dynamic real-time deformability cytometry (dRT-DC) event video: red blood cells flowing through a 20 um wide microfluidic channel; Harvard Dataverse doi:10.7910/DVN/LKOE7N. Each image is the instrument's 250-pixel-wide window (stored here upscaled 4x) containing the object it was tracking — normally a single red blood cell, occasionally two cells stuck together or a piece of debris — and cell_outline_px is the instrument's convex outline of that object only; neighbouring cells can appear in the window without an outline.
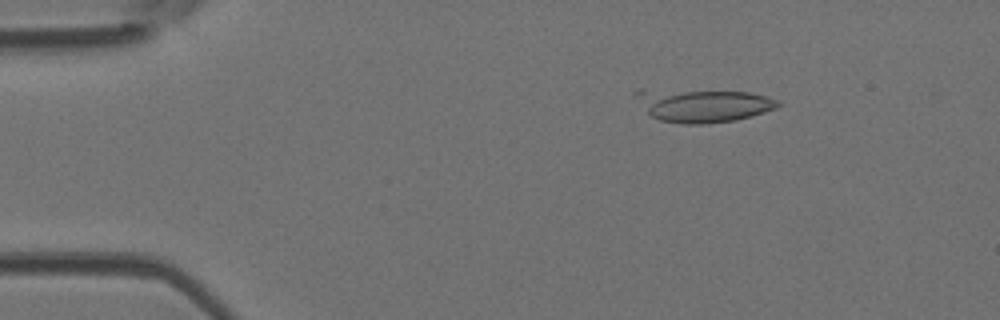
{"species": "Egyptian fruit bat (a non-hibernating species)", "species_latin": "Rousettus aegyptiacus", "temperature_condition": "room temperature", "stored_images_in_passage": 46, "camera_frame_rate_fps": 3000, "um_per_image_px": 0.085, "animal": {"sex": "female"}, "frame": {"image": 1, "passage_image": 4, "time_ms": 1.0, "image_size_px": [1000, 320], "cell_outline_px": [[780, 104], [776, 108], [764, 112], [736, 120], [704, 124], [684, 124], [660, 120], [652, 116], [648, 112], [632, 92], [636, 88], [640, 88], [748, 92], [768, 96], [780, 100]], "centroid_in_image_um": [59.73, 8.93], "position_along_channel_um": 25.3, "area_um2": 27.8}}
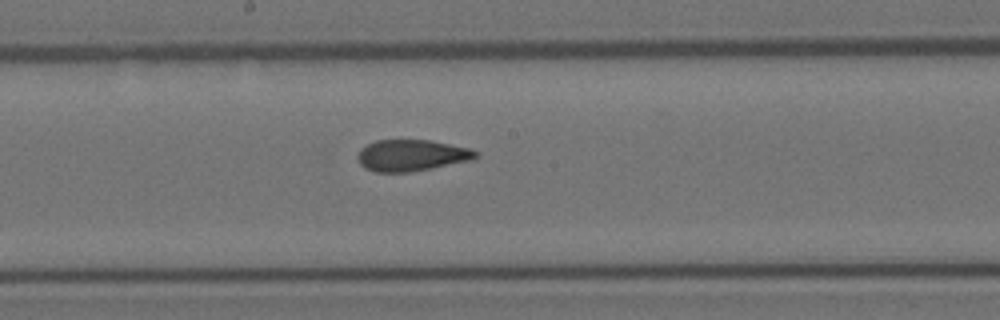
{"frame": {"image": 2, "passage_image": 23, "time_ms": 7.333, "image_size_px": [1000, 320], "cell_outline_px": [[480, 156], [472, 160], [432, 168], [408, 172], [376, 172], [364, 168], [360, 164], [356, 156], [368, 144], [376, 140], [428, 140], [472, 148], [480, 152]], "centroid_in_image_um": [35.04, 13.21], "position_along_channel_um": 213.2, "area_um2": 21.68}}
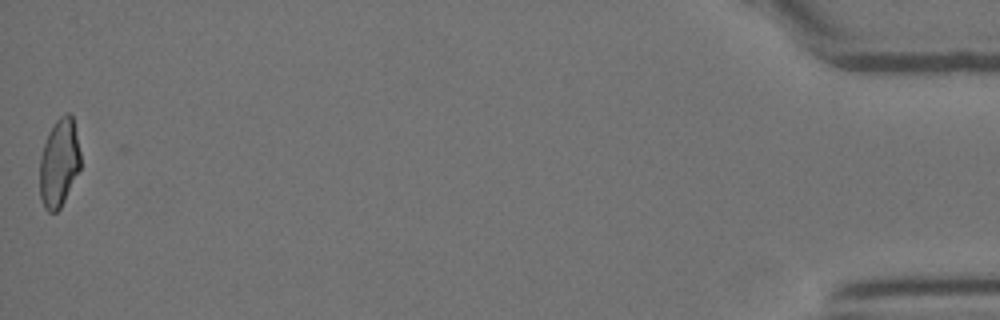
{"frame": {"image": 3, "passage_image": 46, "time_ms": 15.0, "image_size_px": [1000, 320], "cell_outline_px": [[80, 168], [60, 208], [56, 212], [48, 212], [44, 208], [40, 196], [40, 156], [48, 132], [56, 120], [64, 112], [72, 112], [80, 152]], "centroid_in_image_um": [5.02, 13.81], "position_along_channel_um": 430.2, "area_um2": 20.98}, "authors_computed_cell_mechanics": {"area_um2": 22.1663, "velocity_mm_per_s": 4.0925, "shape_relaxation_time_tau1_ms": null, "shape_relaxation_time_tau2_ms": 1.5562, "deformation_change_tau1": null, "deformation_change_tau2": 0.0955}}